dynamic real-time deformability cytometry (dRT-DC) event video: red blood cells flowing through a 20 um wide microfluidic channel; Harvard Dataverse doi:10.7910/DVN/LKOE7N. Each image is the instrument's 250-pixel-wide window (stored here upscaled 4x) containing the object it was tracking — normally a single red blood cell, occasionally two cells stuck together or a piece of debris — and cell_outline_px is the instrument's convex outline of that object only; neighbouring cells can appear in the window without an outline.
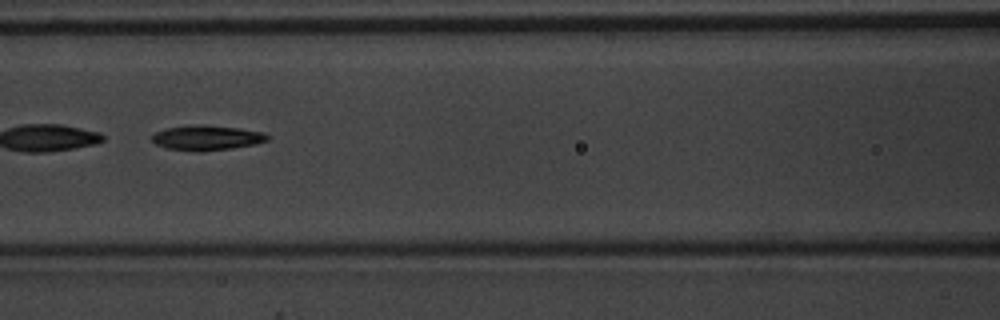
{"species": "common noctule bat (a hibernating species)", "species_latin": "Nyctalus noctula", "temperature_condition": "warm", "stored_images_in_passage": 5, "camera_frame_rate_fps": 3000, "um_per_image_px": 0.085, "animal": {"sex": "male", "body_mass_g": 20.1, "forearm_length_mm": 53.5}, "frame": {"image": 1, "passage_image": 5, "time_ms": 1.333, "image_size_px": [1000, 320], "cell_outline_px": [[268, 140], [256, 144], [232, 148], [200, 152], [196, 152], [168, 148], [156, 144], [152, 140], [152, 136], [156, 132], [164, 128], [188, 124], [200, 124], [240, 128], [264, 132], [268, 136]], "centroid_in_image_um": [17.57, 11.7], "position_along_channel_um": 149.0, "area_um2": 16.99}}